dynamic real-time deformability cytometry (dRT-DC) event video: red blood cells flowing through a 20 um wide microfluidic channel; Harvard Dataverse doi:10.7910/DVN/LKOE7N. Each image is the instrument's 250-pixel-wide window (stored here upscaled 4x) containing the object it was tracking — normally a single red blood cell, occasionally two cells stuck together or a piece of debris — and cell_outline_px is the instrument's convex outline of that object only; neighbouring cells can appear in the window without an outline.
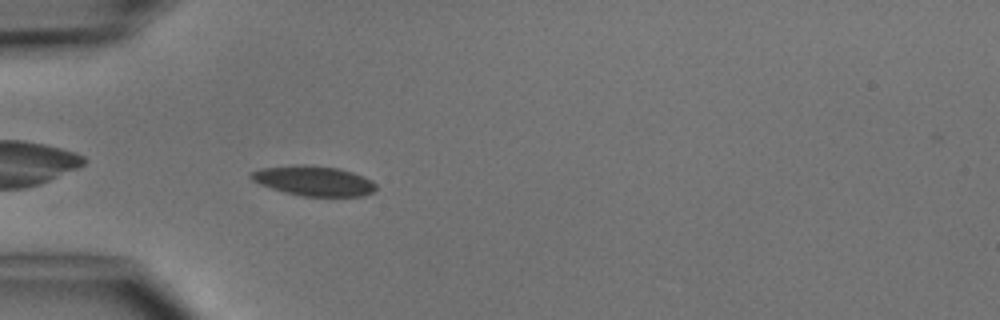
{"species": "common noctule bat (a hibernating species)", "species_latin": "Nyctalus noctula", "temperature_condition": "cold", "stored_images_in_passage": 5, "camera_frame_rate_fps": 3000, "um_per_image_px": 0.085, "animal": {"sex": "male", "body_mass_g": 15.6}, "frame": {"image": 1, "passage_image": 5, "time_ms": 4.667, "image_size_px": [1000, 320], "cell_outline_px": [[376, 188], [372, 192], [364, 196], [304, 196], [284, 192], [260, 184], [252, 180], [248, 176], [248, 172], [260, 168], [292, 164], [304, 164], [340, 168], [364, 176], [372, 180], [376, 184]], "centroid_in_image_um": [26.64, 15.35], "position_along_channel_um": 58.4, "area_um2": 22.08}}